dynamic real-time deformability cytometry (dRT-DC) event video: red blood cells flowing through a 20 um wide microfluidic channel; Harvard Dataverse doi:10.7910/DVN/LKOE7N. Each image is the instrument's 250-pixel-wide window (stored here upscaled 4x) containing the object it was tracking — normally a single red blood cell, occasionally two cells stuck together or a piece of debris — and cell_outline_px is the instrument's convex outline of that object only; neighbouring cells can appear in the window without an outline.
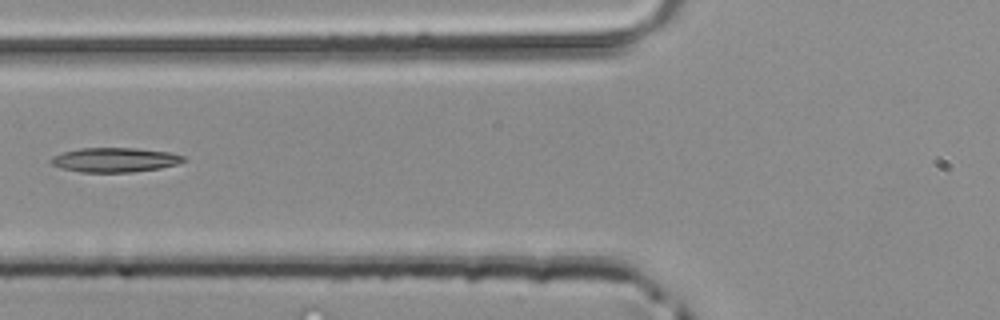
{"species": "common noctule bat (a hibernating species)", "species_latin": "Nyctalus noctula", "temperature_condition": "room temperature", "stored_images_in_passage": 5, "camera_frame_rate_fps": 3000, "um_per_image_px": 0.085, "animal": {"sex": "male", "body_mass_g": 20.4}, "frame": {"image": 1, "passage_image": 5, "time_ms": 1.333, "image_size_px": [1000, 320], "cell_outline_px": [[188, 160], [176, 164], [160, 168], [132, 172], [80, 172], [60, 168], [52, 164], [48, 160], [52, 156], [64, 152], [80, 148], [136, 148], [168, 152], [184, 156]], "centroid_in_image_um": [9.74, 13.59], "position_along_channel_um": 116.1, "area_um2": 18.9}}